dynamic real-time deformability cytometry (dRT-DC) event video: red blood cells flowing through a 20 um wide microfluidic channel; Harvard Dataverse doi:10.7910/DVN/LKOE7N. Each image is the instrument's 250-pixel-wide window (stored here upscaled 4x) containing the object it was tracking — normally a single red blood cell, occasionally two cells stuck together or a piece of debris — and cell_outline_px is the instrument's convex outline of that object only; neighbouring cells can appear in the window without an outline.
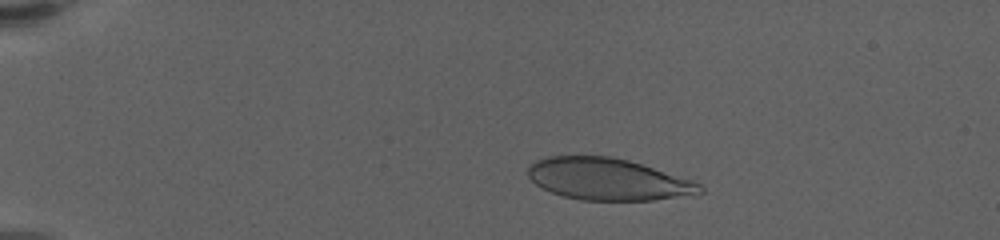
{"species": "human", "species_latin": "Homo sapiens", "temperature_condition": "warm", "stored_images_in_passage": 59, "camera_frame_rate_fps": 3000, "um_per_image_px": 0.085, "donor": {"sex": "female"}, "frame": {"image": 1, "passage_image": 11, "time_ms": 3.333, "image_size_px": [1000, 240], "cell_outline_px": [[704, 192], [652, 200], [580, 200], [564, 196], [552, 192], [536, 184], [528, 176], [528, 168], [536, 160], [548, 156], [608, 156], [628, 160], [700, 184], [704, 188]], "centroid_in_image_um": [51.6, 15.23], "position_along_channel_um": 33.4, "area_um2": 41.04}}
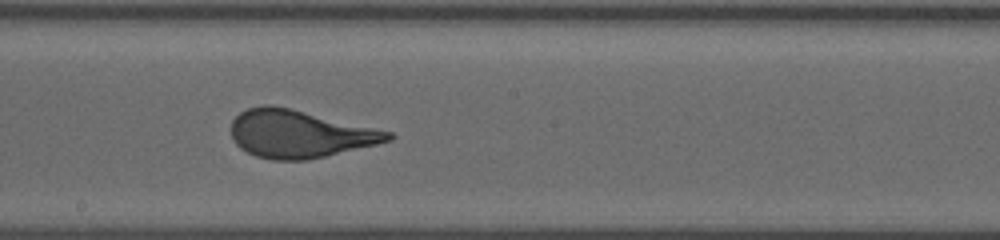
{"frame": {"image": 2, "passage_image": 34, "time_ms": 11.0, "image_size_px": [1000, 240], "cell_outline_px": [[396, 136], [392, 140], [376, 144], [308, 160], [272, 160], [256, 156], [240, 148], [236, 144], [232, 136], [232, 120], [240, 112], [248, 108], [264, 104], [272, 104], [392, 132]], "centroid_in_image_um": [25.44, 11.38], "position_along_channel_um": 222.8, "area_um2": 43.29}}
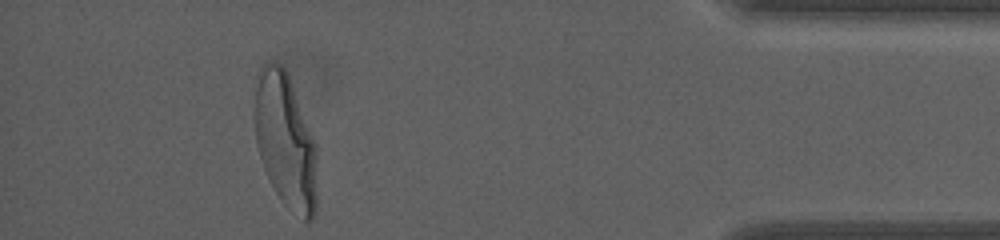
{"frame": {"image": 3, "passage_image": 54, "time_ms": 17.667, "image_size_px": [1000, 240], "cell_outline_px": [[316, 208], [312, 220], [308, 224], [288, 208], [280, 200], [264, 168], [256, 144], [252, 120], [252, 112], [256, 72], [264, 64], [272, 60], [276, 60], [284, 64], [288, 72], [316, 144]], "centroid_in_image_um": [24.22, 11.88], "position_along_channel_um": 411.0, "area_um2": 50.4}, "authors_computed_cell_mechanics": {"area_um2": 43.7546, "velocity_mm_per_s": 3.4719, "shape_relaxation_time_tau1_ms": 4.7685, "shape_relaxation_time_tau2_ms": null, "deformation_change_tau1": 0.2247, "deformation_change_tau2": null}}